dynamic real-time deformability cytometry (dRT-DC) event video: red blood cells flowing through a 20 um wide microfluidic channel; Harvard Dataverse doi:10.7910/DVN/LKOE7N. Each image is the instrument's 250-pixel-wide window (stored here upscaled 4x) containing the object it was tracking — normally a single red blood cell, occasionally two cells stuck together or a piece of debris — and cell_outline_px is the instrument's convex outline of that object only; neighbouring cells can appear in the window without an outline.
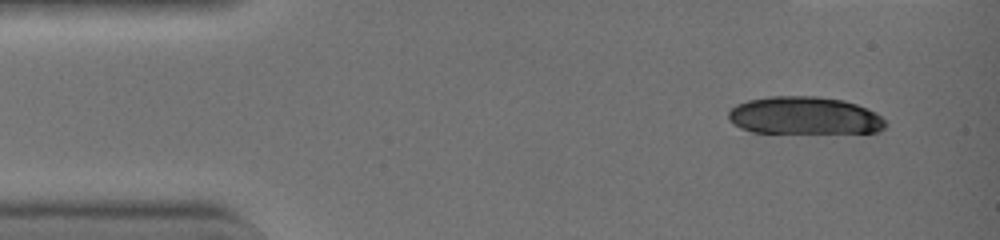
{"species": "common noctule bat (a hibernating species)", "species_latin": "Nyctalus noctula", "temperature_condition": "warm", "stored_images_in_passage": 1, "camera_frame_rate_fps": 3000, "um_per_image_px": 0.085, "animal": {"sex": "female", "body_mass_g": 19.0, "forearm_length_mm": 51.5}, "frame": {"image": 1, "passage_image": 1, "time_ms": 0.0, "image_size_px": [1000, 240], "cell_outline_px": [[884, 128], [876, 132], [752, 132], [740, 128], [732, 124], [728, 120], [728, 112], [736, 104], [748, 100], [772, 96], [816, 96], [844, 100], [856, 104], [880, 116], [884, 120]], "centroid_in_image_um": [68.29, 9.82], "position_along_channel_um": 16.7, "area_um2": 34.1}}